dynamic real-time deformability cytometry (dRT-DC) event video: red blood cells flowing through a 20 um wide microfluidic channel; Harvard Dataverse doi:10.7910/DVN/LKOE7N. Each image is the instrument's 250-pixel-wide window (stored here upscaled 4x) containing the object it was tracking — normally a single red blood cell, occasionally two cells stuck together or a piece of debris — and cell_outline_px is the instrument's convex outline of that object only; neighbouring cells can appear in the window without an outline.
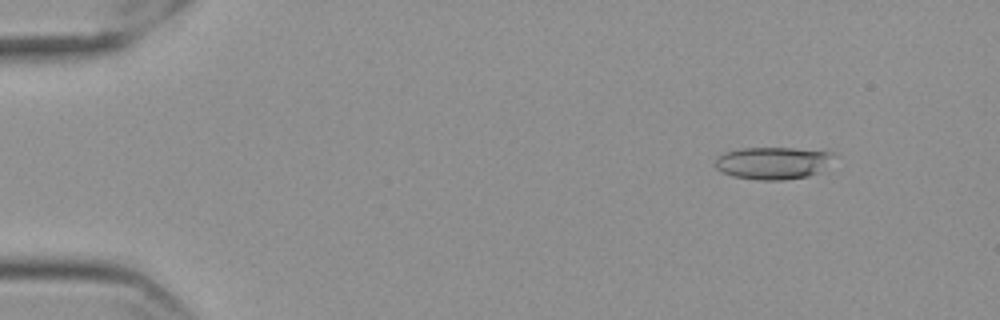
{"species": "Egyptian fruit bat (a non-hibernating species)", "species_latin": "Rousettus aegyptiacus", "temperature_condition": "cold", "stored_images_in_passage": 58, "camera_frame_rate_fps": 3000, "um_per_image_px": 0.085, "frame": {"image": 1, "passage_image": 7, "time_ms": 2.0, "image_size_px": [1000, 320], "cell_outline_px": [[836, 156], [820, 172], [808, 176], [784, 180], [756, 180], [732, 176], [720, 172], [716, 168], [716, 160], [724, 152], [744, 148], [796, 148], [832, 152]], "centroid_in_image_um": [65.71, 13.86], "position_along_channel_um": 19.3, "area_um2": 22.43}}
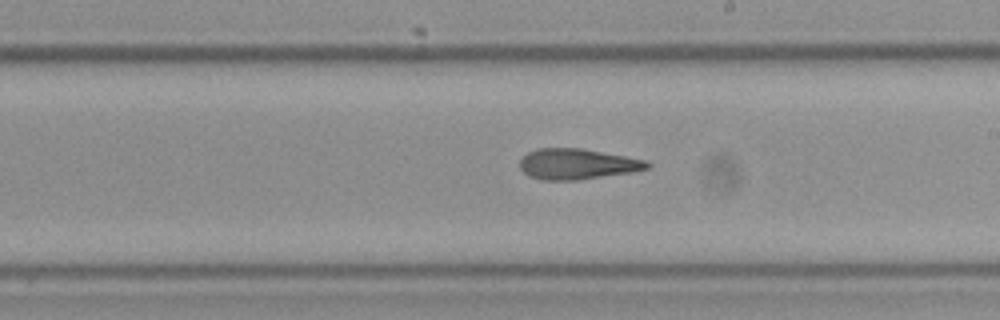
{"frame": {"image": 2, "passage_image": 34, "time_ms": 11.0, "image_size_px": [1000, 320], "cell_outline_px": [[652, 164], [648, 168], [632, 172], [576, 180], [540, 180], [528, 176], [520, 168], [520, 160], [528, 152], [540, 148], [580, 148], [624, 156], [644, 160]], "centroid_in_image_um": [49.03, 13.95], "position_along_channel_um": 240.0, "area_um2": 22.54}}
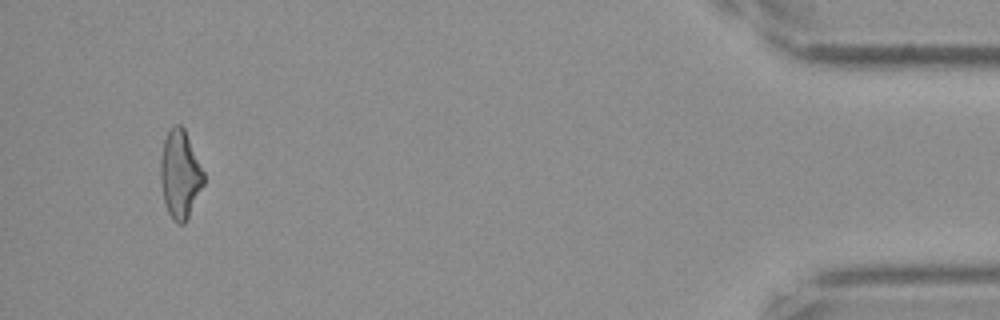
{"frame": {"image": 3, "passage_image": 55, "time_ms": 18.0, "image_size_px": [1000, 320], "cell_outline_px": [[204, 184], [184, 224], [176, 224], [172, 220], [164, 204], [160, 180], [160, 160], [164, 140], [172, 124], [180, 124], [184, 128], [204, 172]], "centroid_in_image_um": [15.29, 14.82], "position_along_channel_um": 419.9, "area_um2": 22.2}, "authors_computed_cell_mechanics": {"area_um2": 22.6576, "velocity_mm_per_s": 3.5718, "shape_relaxation_time_tau1_ms": null, "shape_relaxation_time_tau2_ms": 5.1645, "deformation_change_tau1": null, "deformation_change_tau2": 0.1683}}